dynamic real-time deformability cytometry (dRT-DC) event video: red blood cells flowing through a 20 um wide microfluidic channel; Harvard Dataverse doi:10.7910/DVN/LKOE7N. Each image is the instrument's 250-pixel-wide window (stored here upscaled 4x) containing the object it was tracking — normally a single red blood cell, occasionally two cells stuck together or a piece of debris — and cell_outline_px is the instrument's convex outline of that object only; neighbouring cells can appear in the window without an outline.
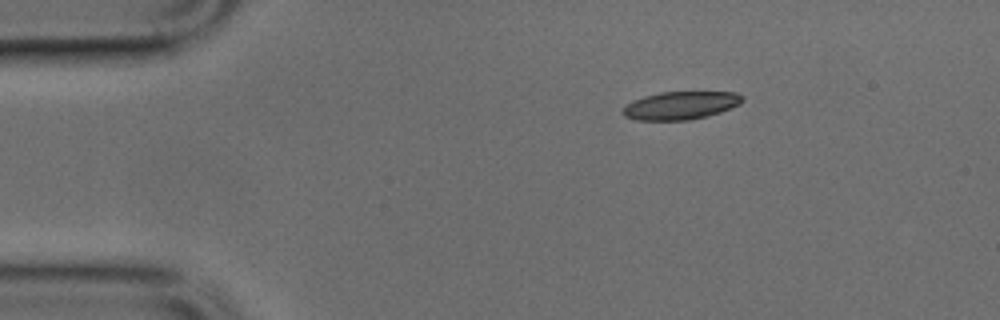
{"species": "common noctule bat (a hibernating species)", "species_latin": "Nyctalus noctula", "temperature_condition": "cold", "stored_images_in_passage": 42, "camera_frame_rate_fps": 3000, "um_per_image_px": 0.085, "animal": {"sex": "male", "body_mass_g": 17.9, "forearm_length_mm": 54.2}, "frame": {"image": 1, "passage_image": 1, "time_ms": 0.0, "image_size_px": [1000, 320], "cell_outline_px": [[744, 100], [740, 104], [720, 112], [708, 116], [688, 120], [636, 120], [624, 116], [620, 112], [632, 100], [644, 96], [660, 92], [736, 92], [744, 96]], "centroid_in_image_um": [57.86, 8.96], "position_along_channel_um": 27.1, "area_um2": 19.59}}
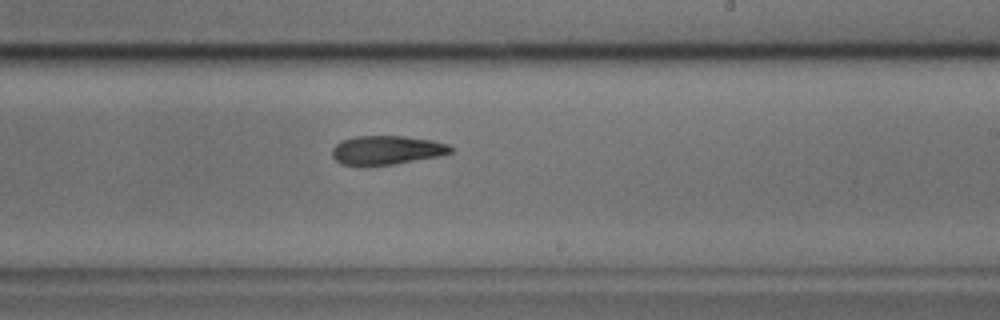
{"frame": {"image": 2, "passage_image": 22, "time_ms": 7.0, "image_size_px": [1000, 320], "cell_outline_px": [[452, 152], [440, 156], [392, 164], [340, 164], [332, 156], [332, 148], [340, 140], [356, 136], [404, 136], [432, 140], [448, 144], [452, 148]], "centroid_in_image_um": [32.87, 12.74], "position_along_channel_um": 256.1, "area_um2": 19.71}}
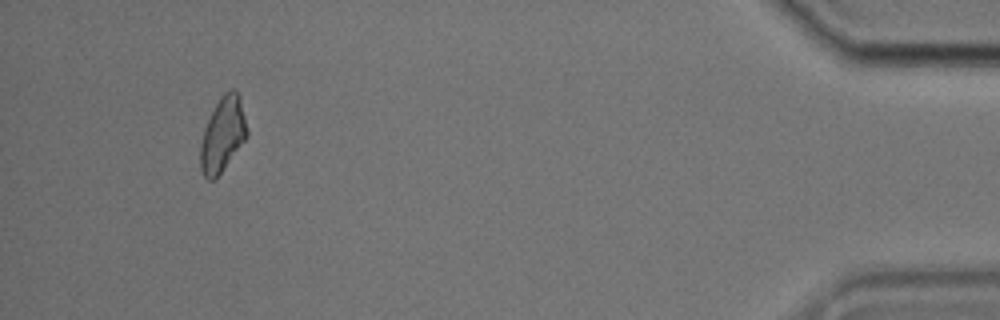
{"frame": {"image": 3, "passage_image": 39, "time_ms": 12.667, "image_size_px": [1000, 320], "cell_outline_px": [[248, 136], [220, 172], [212, 180], [208, 180], [204, 176], [200, 168], [200, 144], [204, 128], [220, 96], [224, 92], [232, 88], [236, 88], [240, 96], [248, 132]], "centroid_in_image_um": [18.93, 11.38], "position_along_channel_um": 416.3, "area_um2": 20.06}}